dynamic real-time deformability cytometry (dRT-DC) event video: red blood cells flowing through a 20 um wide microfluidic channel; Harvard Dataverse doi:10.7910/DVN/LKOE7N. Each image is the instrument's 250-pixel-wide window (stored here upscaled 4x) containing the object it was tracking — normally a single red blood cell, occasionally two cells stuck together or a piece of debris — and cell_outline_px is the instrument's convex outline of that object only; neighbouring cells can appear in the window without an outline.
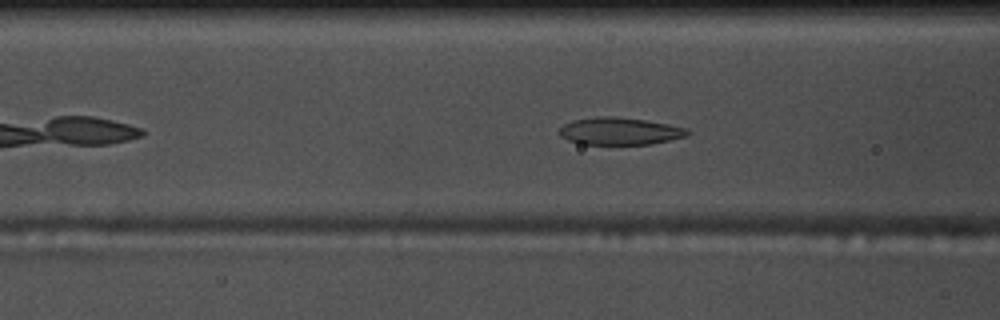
{"species": "common noctule bat (a hibernating species)", "species_latin": "Nyctalus noctula", "temperature_condition": "warm", "stored_images_in_passage": 36, "camera_frame_rate_fps": 3000, "um_per_image_px": 0.085, "animal": {"sex": "male", "body_mass_g": 17.5, "forearm_length_mm": 52.3}, "frame": {"image": 1, "passage_image": 12, "time_ms": 3.667, "image_size_px": [1000, 320], "cell_outline_px": [[692, 132], [684, 136], [668, 140], [648, 144], [580, 144], [568, 140], [560, 136], [560, 128], [564, 124], [572, 120], [596, 116], [612, 116], [644, 120], [668, 124], [688, 128]], "centroid_in_image_um": [52.65, 11.14], "position_along_channel_um": 114.0, "area_um2": 20.29}}
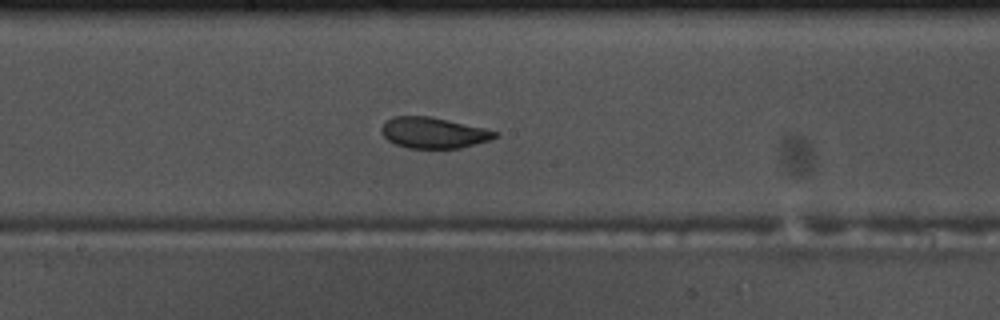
{"frame": {"image": 2, "passage_image": 20, "time_ms": 6.333, "image_size_px": [1000, 320], "cell_outline_px": [[500, 132], [496, 136], [488, 140], [460, 148], [408, 148], [396, 144], [388, 140], [380, 132], [380, 128], [392, 116], [428, 116], [448, 120], [484, 128]], "centroid_in_image_um": [36.82, 11.28], "position_along_channel_um": 211.4, "area_um2": 20.23}}
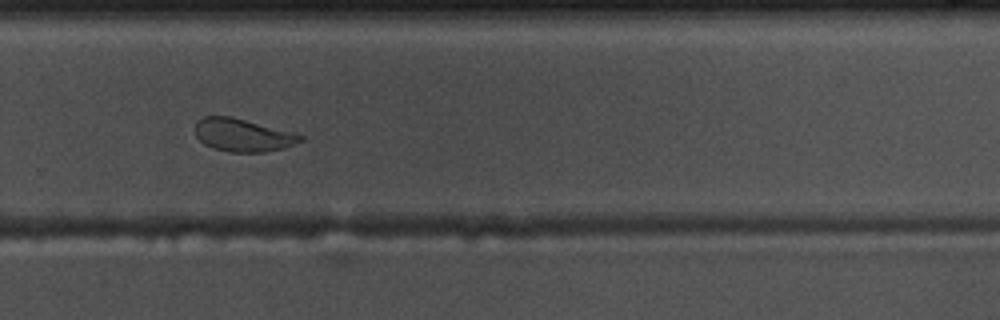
{"frame": {"image": 3, "passage_image": 28, "time_ms": 9.0, "image_size_px": [1000, 320], "cell_outline_px": [[304, 140], [284, 148], [264, 152], [228, 152], [212, 148], [204, 144], [196, 136], [196, 120], [204, 116], [228, 116], [296, 132], [304, 136]], "centroid_in_image_um": [20.66, 11.49], "position_along_channel_um": 309.1, "area_um2": 20.29}, "authors_computed_cell_mechanics": {"area_um2": 20.7502, "velocity_mm_per_s": 3.6718, "shape_relaxation_time_tau1_ms": 2.7843, "shape_relaxation_time_tau2_ms": 1.3524, "deformation_change_tau1": 0.1345, "deformation_change_tau2": 0.0761}}